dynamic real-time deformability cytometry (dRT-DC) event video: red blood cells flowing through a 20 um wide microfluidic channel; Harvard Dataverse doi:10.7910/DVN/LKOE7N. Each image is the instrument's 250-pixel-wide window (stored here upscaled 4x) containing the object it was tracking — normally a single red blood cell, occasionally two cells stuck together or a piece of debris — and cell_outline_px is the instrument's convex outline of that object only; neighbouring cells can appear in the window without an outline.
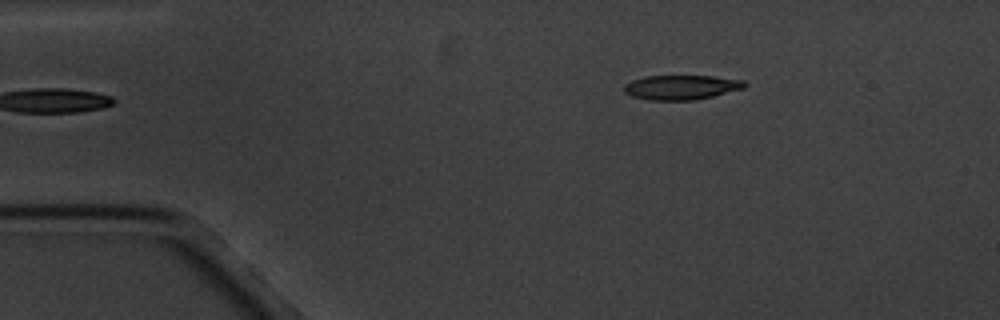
{"species": "common noctule bat (a hibernating species)", "species_latin": "Nyctalus noctula", "temperature_condition": "cold", "stored_images_in_passage": 3, "camera_frame_rate_fps": 3000, "um_per_image_px": 0.085, "animal": {"sex": "male", "body_mass_g": 20.1, "forearm_length_mm": 53.5}, "frame": {"image": 1, "passage_image": 1, "time_ms": 0.0, "image_size_px": [1000, 320], "cell_outline_px": [[748, 84], [744, 88], [712, 96], [692, 100], [648, 100], [632, 96], [624, 92], [624, 84], [632, 80], [644, 76], [712, 76], [744, 80]], "centroid_in_image_um": [57.89, 7.41], "position_along_channel_um": 27.1, "area_um2": 17.22}}